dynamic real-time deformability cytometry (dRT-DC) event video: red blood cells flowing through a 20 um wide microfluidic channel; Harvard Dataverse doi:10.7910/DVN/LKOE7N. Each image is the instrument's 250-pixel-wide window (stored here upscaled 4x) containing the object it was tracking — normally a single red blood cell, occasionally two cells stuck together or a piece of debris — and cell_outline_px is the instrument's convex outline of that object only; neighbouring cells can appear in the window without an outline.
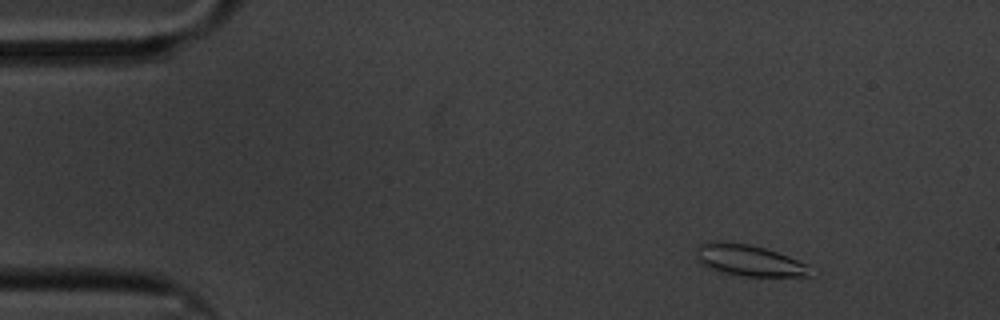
{"species": "common noctule bat (a hibernating species)", "species_latin": "Nyctalus noctula", "temperature_condition": "cold", "stored_images_in_passage": 58, "camera_frame_rate_fps": 3000, "um_per_image_px": 0.085, "animal": {"sex": "male", "body_mass_g": 20.1, "forearm_length_mm": 53.5}, "frame": {"image": 1, "passage_image": 6, "time_ms": 1.667, "image_size_px": [1000, 320], "cell_outline_px": [[820, 272], [812, 276], [740, 276], [720, 272], [708, 268], [700, 264], [696, 260], [696, 248], [704, 240], [724, 240], [748, 244], [764, 248], [788, 256], [808, 264]], "centroid_in_image_um": [63.67, 22.13], "position_along_channel_um": 21.3, "area_um2": 21.68}}
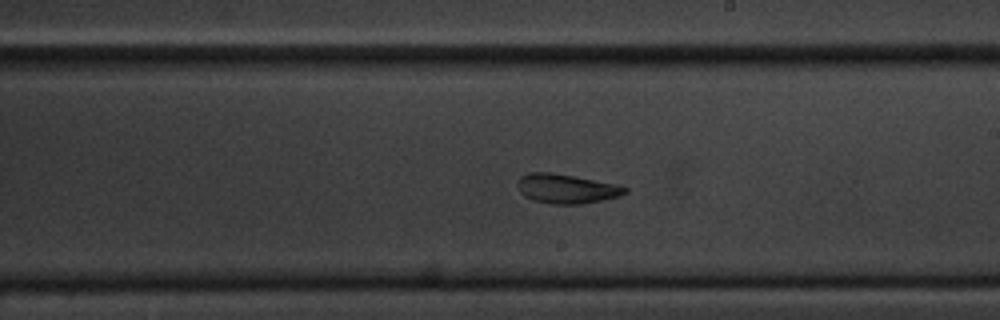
{"frame": {"image": 2, "passage_image": 33, "time_ms": 10.667, "image_size_px": [1000, 320], "cell_outline_px": [[628, 192], [620, 196], [580, 204], [552, 204], [532, 200], [524, 196], [520, 192], [516, 184], [516, 180], [520, 176], [528, 172], [552, 172], [616, 184], [628, 188]], "centroid_in_image_um": [48.09, 16.03], "position_along_channel_um": 240.9, "area_um2": 18.5}}
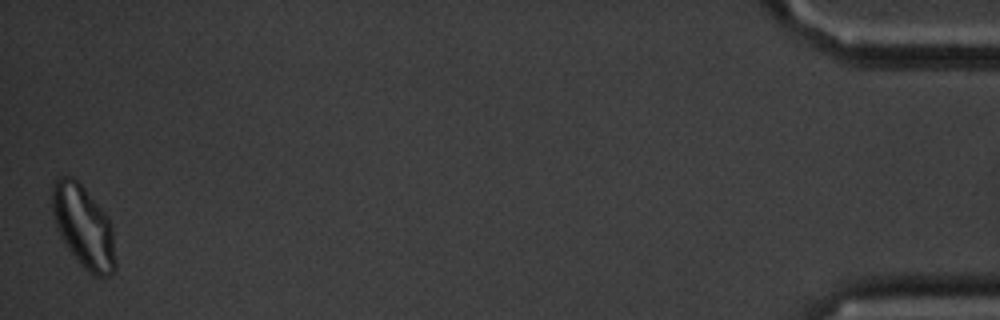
{"frame": {"image": 3, "passage_image": 58, "time_ms": 19.0, "image_size_px": [1000, 320], "cell_outline_px": [[116, 268], [108, 276], [96, 276], [84, 268], [80, 264], [68, 248], [60, 236], [56, 228], [52, 212], [52, 184], [56, 176], [72, 176], [84, 188], [108, 216], [112, 228], [116, 264]], "centroid_in_image_um": [7.08, 19.24], "position_along_channel_um": 428.1, "area_um2": 30.29}, "authors_computed_cell_mechanics": {"area_um2": 19.9121, "velocity_mm_per_s": 3.3374, "shape_relaxation_time_tau1_ms": 10.6257, "shape_relaxation_time_tau2_ms": 2.1452, "deformation_change_tau1": 0.1973, "deformation_change_tau2": 0.0904}}